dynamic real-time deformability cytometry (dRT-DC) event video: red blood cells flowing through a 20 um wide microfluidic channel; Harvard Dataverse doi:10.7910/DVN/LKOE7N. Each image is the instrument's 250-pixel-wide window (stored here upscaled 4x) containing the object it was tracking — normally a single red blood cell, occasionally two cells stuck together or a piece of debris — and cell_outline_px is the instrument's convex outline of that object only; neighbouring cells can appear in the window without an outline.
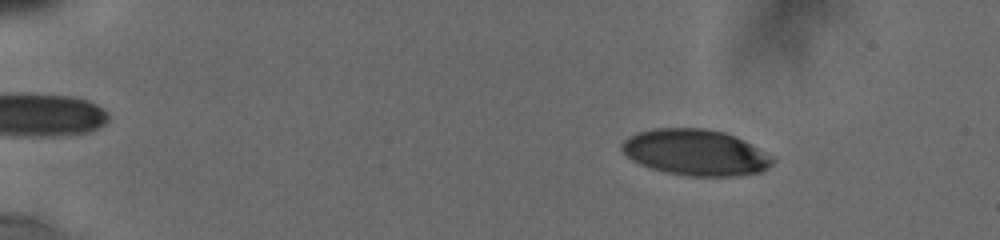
{"species": "human", "species_latin": "Homo sapiens", "temperature_condition": "cold", "stored_images_in_passage": 28, "camera_frame_rate_fps": 3000, "um_per_image_px": 0.085, "donor": {"sex": "male"}, "frame": {"image": 1, "passage_image": 10, "time_ms": 3.0, "image_size_px": [1000, 240], "cell_outline_px": [[776, 160], [768, 168], [760, 172], [740, 176], [688, 176], [664, 172], [640, 164], [632, 160], [620, 148], [620, 144], [628, 136], [636, 132], [656, 128], [704, 128], [724, 132], [736, 136], [776, 156]], "centroid_in_image_um": [59.17, 12.96], "position_along_channel_um": 25.8, "area_um2": 40.98}}